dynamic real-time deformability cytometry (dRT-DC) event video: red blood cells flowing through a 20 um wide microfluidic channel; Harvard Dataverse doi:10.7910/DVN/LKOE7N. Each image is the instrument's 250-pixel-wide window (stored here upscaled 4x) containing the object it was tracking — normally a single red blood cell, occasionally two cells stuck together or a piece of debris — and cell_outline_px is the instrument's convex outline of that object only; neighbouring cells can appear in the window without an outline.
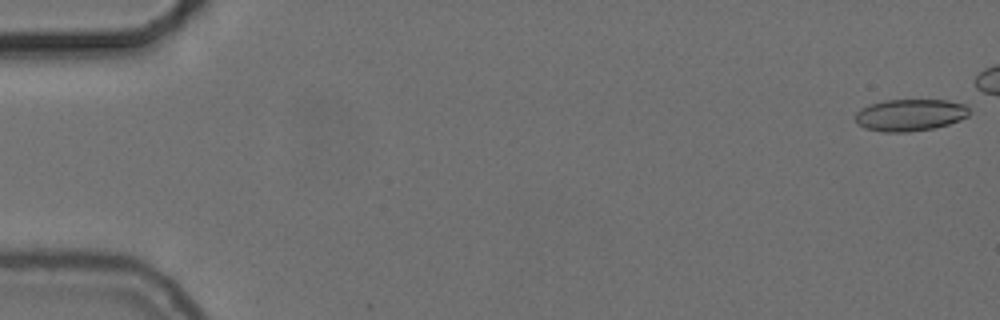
{"species": "common noctule bat (a hibernating species)", "species_latin": "Nyctalus noctula", "temperature_condition": "cold", "stored_images_in_passage": 46, "camera_frame_rate_fps": 3000, "um_per_image_px": 0.085, "animal": {"sex": "female", "body_mass_g": 24.6, "forearm_length_mm": 56.2}, "frame": {"image": 1, "passage_image": 1, "time_ms": 0.0, "image_size_px": [1000, 320], "cell_outline_px": [[968, 116], [960, 120], [948, 124], [932, 128], [908, 132], [884, 132], [864, 128], [856, 124], [856, 112], [860, 108], [884, 100], [948, 100], [964, 104], [968, 108]], "centroid_in_image_um": [77.33, 9.77], "position_along_channel_um": 7.7, "area_um2": 21.15}}
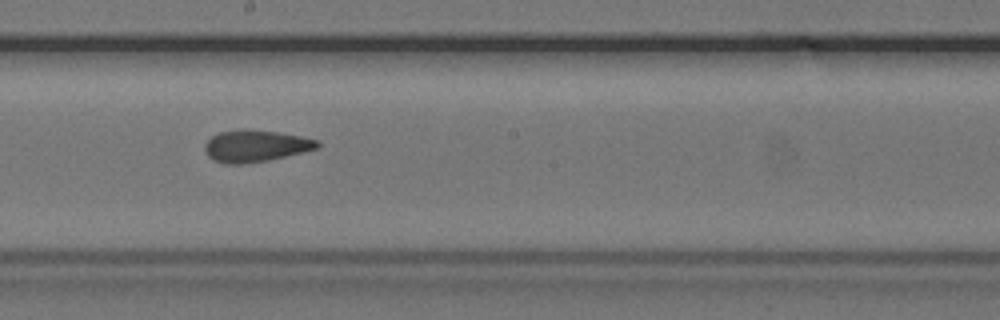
{"frame": {"image": 2, "passage_image": 31, "time_ms": 10.0, "image_size_px": [1000, 320], "cell_outline_px": [[320, 144], [316, 148], [268, 160], [244, 164], [224, 164], [208, 156], [204, 148], [204, 144], [212, 136], [220, 132], [244, 128], [280, 132], [320, 140]], "centroid_in_image_um": [21.7, 12.39], "position_along_channel_um": 226.5, "area_um2": 20.81}}
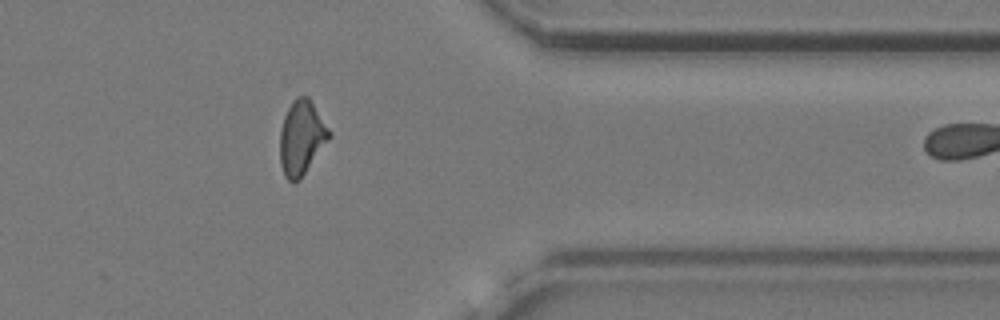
{"frame": {"image": 3, "passage_image": 45, "time_ms": 14.667, "image_size_px": [1000, 320], "cell_outline_px": [[332, 136], [300, 180], [296, 184], [292, 184], [284, 176], [280, 164], [280, 132], [284, 116], [292, 100], [296, 96], [308, 96], [332, 132]], "centroid_in_image_um": [25.64, 11.73], "position_along_channel_um": 385.8, "area_um2": 21.68}}